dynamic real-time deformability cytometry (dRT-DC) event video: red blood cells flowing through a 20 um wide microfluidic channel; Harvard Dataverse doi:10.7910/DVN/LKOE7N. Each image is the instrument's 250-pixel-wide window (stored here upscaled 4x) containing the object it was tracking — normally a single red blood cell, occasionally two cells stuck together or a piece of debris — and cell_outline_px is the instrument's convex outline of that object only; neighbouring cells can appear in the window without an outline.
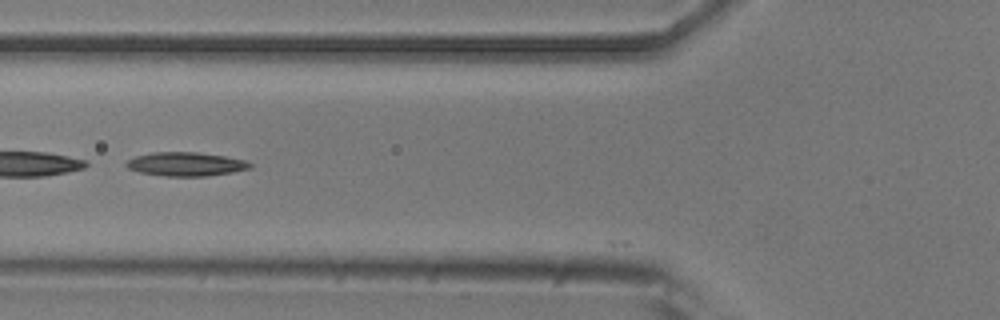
{"species": "common noctule bat (a hibernating species)", "species_latin": "Nyctalus noctula", "temperature_condition": "room temperature", "stored_images_in_passage": 12, "camera_frame_rate_fps": 3000, "um_per_image_px": 0.085, "animal": {"sex": "male", "body_mass_g": 20.5, "forearm_length_mm": 52.5}, "frame": {"image": 1, "passage_image": 10, "time_ms": 3.0, "image_size_px": [1000, 320], "cell_outline_px": [[252, 168], [232, 172], [204, 176], [164, 176], [140, 172], [128, 168], [124, 164], [128, 160], [136, 156], [152, 152], [196, 152], [224, 156], [244, 160], [252, 164]], "centroid_in_image_um": [15.78, 13.95], "position_along_channel_um": 110.0, "area_um2": 17.05}}